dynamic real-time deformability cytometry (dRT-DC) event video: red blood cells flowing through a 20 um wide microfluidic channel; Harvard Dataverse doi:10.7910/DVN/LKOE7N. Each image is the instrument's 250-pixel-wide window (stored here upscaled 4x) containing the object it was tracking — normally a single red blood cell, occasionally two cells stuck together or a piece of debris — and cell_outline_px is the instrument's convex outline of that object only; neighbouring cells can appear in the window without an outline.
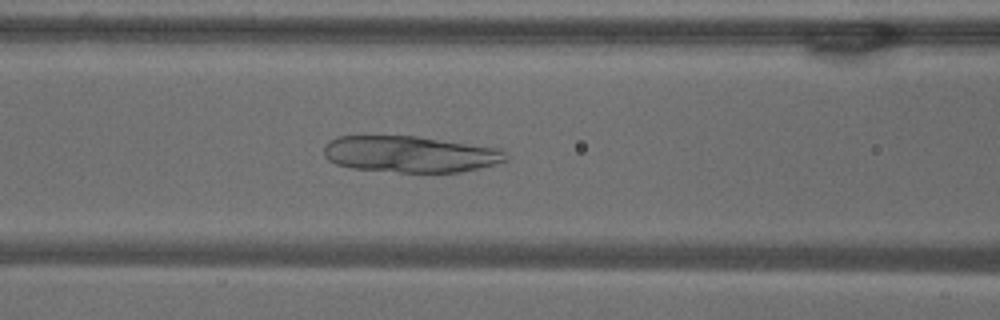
{"species": "common noctule bat (a hibernating species)", "species_latin": "Nyctalus noctula", "temperature_condition": "warm", "stored_images_in_passage": 27, "camera_frame_rate_fps": 3000, "um_per_image_px": 0.085, "animal": {"sex": "male", "body_mass_g": 18.8}, "frame": {"image": 1, "passage_image": 22, "time_ms": 7.0, "image_size_px": [1000, 320], "cell_outline_px": [[508, 160], [496, 164], [460, 172], [400, 172], [352, 168], [336, 164], [328, 160], [324, 156], [324, 144], [328, 140], [336, 136], [416, 136], [500, 148], [508, 156]], "centroid_in_image_um": [34.84, 13.1], "position_along_channel_um": 131.8, "area_um2": 38.73}}
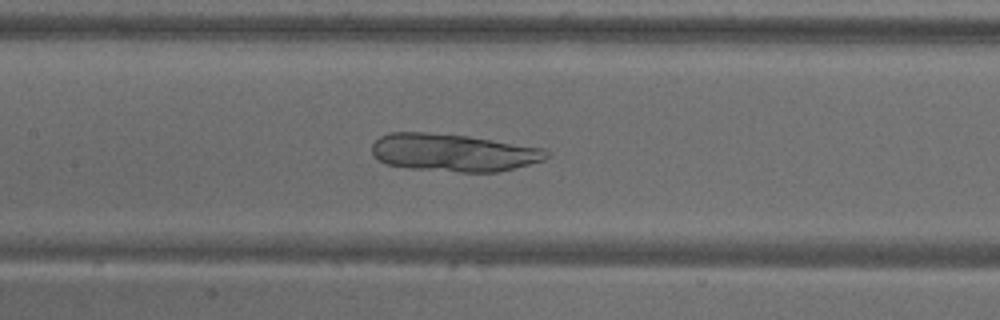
{"frame": {"image": 2, "passage_image": 25, "time_ms": 8.0, "image_size_px": [1000, 320], "cell_outline_px": [[548, 156], [544, 160], [496, 172], [460, 172], [408, 168], [384, 164], [372, 152], [372, 144], [380, 136], [388, 132], [428, 132], [468, 136], [544, 148], [548, 152]], "centroid_in_image_um": [38.5, 12.96], "position_along_channel_um": 168.9, "area_um2": 38.21}}